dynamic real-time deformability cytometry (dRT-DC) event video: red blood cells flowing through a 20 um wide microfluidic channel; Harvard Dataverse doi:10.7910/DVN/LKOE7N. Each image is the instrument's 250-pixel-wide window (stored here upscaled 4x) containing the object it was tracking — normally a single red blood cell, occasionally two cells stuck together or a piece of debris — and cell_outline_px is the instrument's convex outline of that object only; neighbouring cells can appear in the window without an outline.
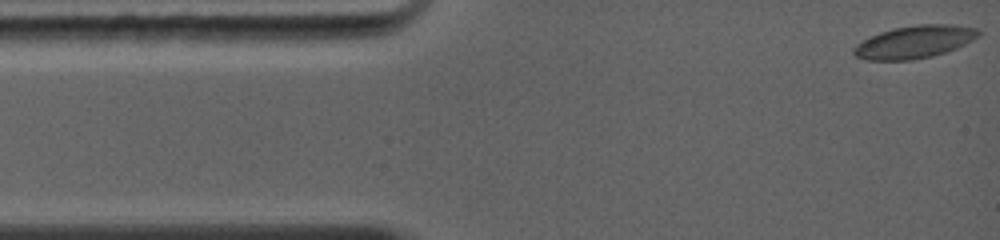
{"species": "common noctule bat (a hibernating species)", "species_latin": "Nyctalus noctula", "temperature_condition": "warm", "stored_images_in_passage": 34, "camera_frame_rate_fps": 5000, "um_per_image_px": 0.085, "animal": {"sex": "female", "body_mass_g": 19.0, "forearm_length_mm": 56.7}, "frame": {"image": 1, "passage_image": 1, "time_ms": 0.0, "image_size_px": [1000, 240], "cell_outline_px": [[980, 32], [972, 40], [956, 48], [932, 56], [912, 60], [864, 60], [856, 56], [852, 52], [856, 44], [880, 32], [892, 28], [916, 24], [952, 24], [976, 28]], "centroid_in_image_um": [77.7, 3.56], "position_along_channel_um": 7.3, "area_um2": 23.58}}
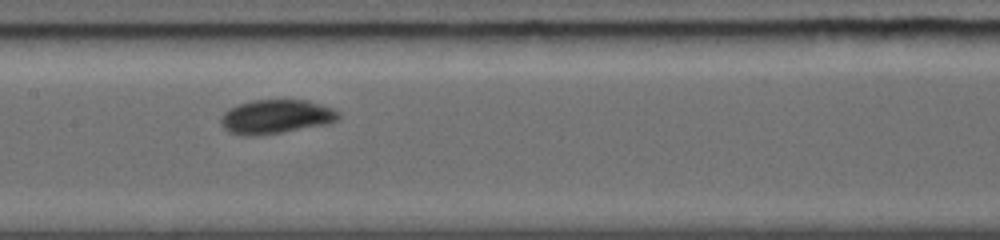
{"frame": {"image": 2, "passage_image": 15, "time_ms": 5.8, "image_size_px": [1000, 240], "cell_outline_px": [[340, 116], [332, 124], [284, 132], [256, 136], [244, 136], [228, 132], [224, 128], [220, 120], [224, 112], [240, 104], [252, 100], [308, 100], [332, 108], [340, 112]], "centroid_in_image_um": [23.5, 9.94], "position_along_channel_um": 183.9, "area_um2": 23.52}}
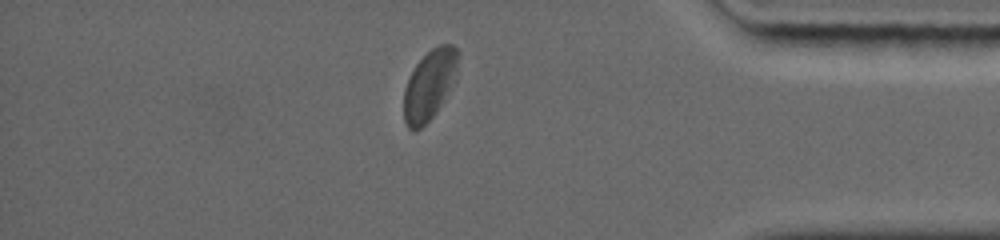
{"frame": {"image": 3, "passage_image": 29, "time_ms": 11.4, "image_size_px": [1000, 240], "cell_outline_px": [[456, 64], [436, 112], [420, 128], [412, 132], [404, 124], [404, 88], [416, 64], [432, 48], [440, 44], [452, 44], [456, 48]], "centroid_in_image_um": [36.39, 7.24], "position_along_channel_um": 398.8, "area_um2": 20.63}, "authors_computed_cell_mechanics": {"area_um2": 22.7154, "velocity_mm_per_s": 4.2907, "shape_relaxation_time_tau1_ms": 2.393, "shape_relaxation_time_tau2_ms": null, "deformation_change_tau1": 0.0823, "deformation_change_tau2": null}}